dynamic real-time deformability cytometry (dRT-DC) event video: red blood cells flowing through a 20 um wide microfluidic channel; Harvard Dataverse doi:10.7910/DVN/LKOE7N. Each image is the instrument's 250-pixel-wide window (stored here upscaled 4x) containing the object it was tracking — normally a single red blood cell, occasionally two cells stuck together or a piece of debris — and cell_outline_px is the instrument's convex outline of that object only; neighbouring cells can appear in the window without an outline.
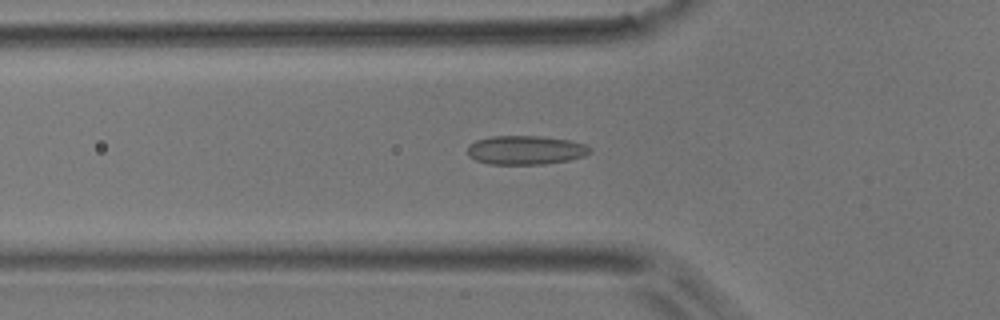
{"species": "common noctule bat (a hibernating species)", "species_latin": "Nyctalus noctula", "temperature_condition": "room temperature", "stored_images_in_passage": 51, "camera_frame_rate_fps": 3000, "um_per_image_px": 0.085, "animal": {"sex": "male", "body_mass_g": 17.9}, "frame": {"image": 1, "passage_image": 17, "time_ms": 5.333, "image_size_px": [1000, 320], "cell_outline_px": [[592, 152], [584, 156], [568, 160], [544, 164], [488, 164], [476, 160], [468, 156], [468, 144], [476, 140], [492, 136], [540, 136], [568, 140], [584, 144], [592, 148]], "centroid_in_image_um": [44.66, 12.76], "position_along_channel_um": 81.1, "area_um2": 20.69}}
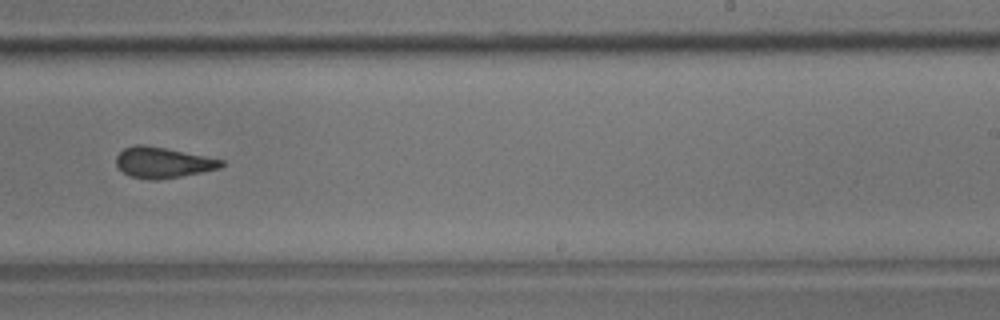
{"frame": {"image": 2, "passage_image": 32, "time_ms": 10.333, "image_size_px": [1000, 320], "cell_outline_px": [[224, 164], [220, 168], [180, 176], [156, 180], [148, 180], [132, 176], [124, 172], [116, 164], [116, 156], [124, 148], [136, 144], [144, 144], [224, 160]], "centroid_in_image_um": [13.82, 13.81], "position_along_channel_um": 275.2, "area_um2": 18.5}}
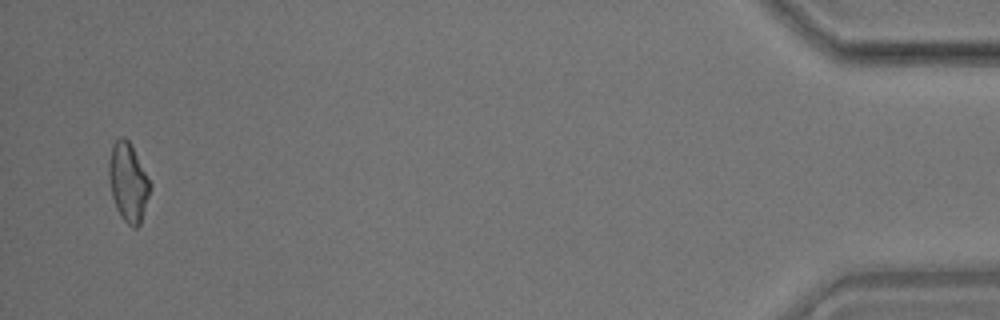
{"frame": {"image": 3, "passage_image": 50, "time_ms": 16.333, "image_size_px": [1000, 320], "cell_outline_px": [[152, 184], [140, 224], [136, 228], [132, 228], [120, 216], [116, 208], [112, 196], [108, 176], [108, 164], [112, 144], [120, 136], [124, 136], [132, 144]], "centroid_in_image_um": [10.89, 15.46], "position_along_channel_um": 424.3, "area_um2": 19.13}, "authors_computed_cell_mechanics": {"area_um2": 19.3052, "velocity_mm_per_s": 3.873, "shape_relaxation_time_tau1_ms": 7.8523, "shape_relaxation_time_tau2_ms": 1.9809, "deformation_change_tau1": 0.1611, "deformation_change_tau2": 0.0794}}